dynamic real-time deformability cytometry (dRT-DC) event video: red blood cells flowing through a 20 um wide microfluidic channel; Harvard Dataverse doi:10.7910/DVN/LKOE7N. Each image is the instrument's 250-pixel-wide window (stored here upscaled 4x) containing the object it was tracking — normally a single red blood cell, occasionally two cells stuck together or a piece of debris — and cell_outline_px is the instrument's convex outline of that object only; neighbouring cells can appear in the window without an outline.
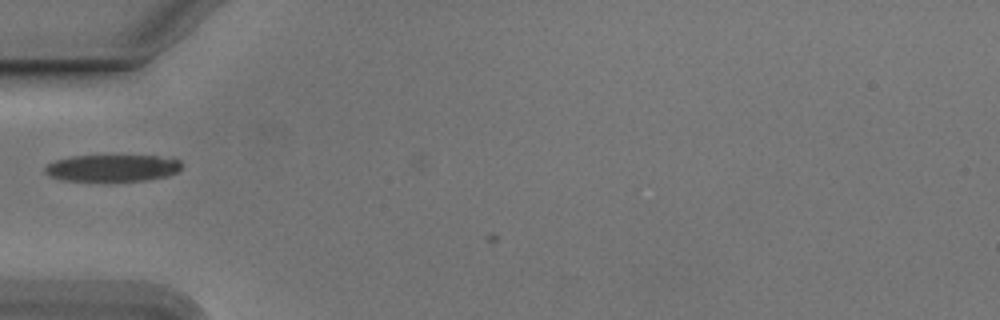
{"species": "Egyptian fruit bat (a non-hibernating species)", "species_latin": "Rousettus aegyptiacus", "temperature_condition": "cold", "stored_images_in_passage": 5, "camera_frame_rate_fps": 3000, "um_per_image_px": 0.085, "animal": {"sex": "male"}, "frame": {"image": 1, "passage_image": 4, "time_ms": 1.0, "image_size_px": [1000, 320], "cell_outline_px": [[180, 168], [176, 172], [164, 176], [144, 180], [64, 180], [52, 176], [44, 172], [44, 168], [48, 164], [56, 160], [72, 156], [156, 156], [180, 160]], "centroid_in_image_um": [9.52, 14.27], "position_along_channel_um": 75.5, "area_um2": 20.75}}